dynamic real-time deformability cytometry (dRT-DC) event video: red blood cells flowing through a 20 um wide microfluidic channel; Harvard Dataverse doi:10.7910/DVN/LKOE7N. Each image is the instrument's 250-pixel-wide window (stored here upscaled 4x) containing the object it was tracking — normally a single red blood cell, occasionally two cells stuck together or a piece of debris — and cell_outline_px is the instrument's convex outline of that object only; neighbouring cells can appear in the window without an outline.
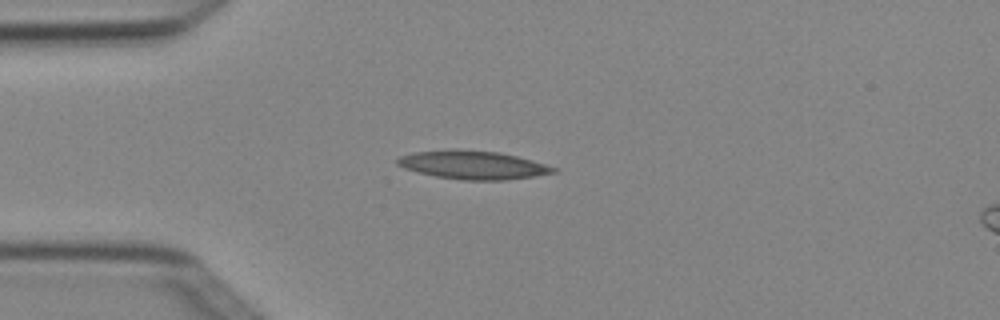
{"species": "Egyptian fruit bat (a non-hibernating species)", "species_latin": "Rousettus aegyptiacus", "temperature_condition": "cold", "stored_images_in_passage": 2, "camera_frame_rate_fps": 3000, "um_per_image_px": 0.085, "animal": {"sex": "female"}, "frame": {"image": 1, "passage_image": 2, "time_ms": 0.333, "image_size_px": [1000, 320], "cell_outline_px": [[560, 168], [556, 172], [532, 176], [504, 180], [464, 180], [436, 176], [404, 168], [396, 164], [396, 160], [400, 156], [412, 152], [452, 148], [456, 148], [500, 152], [532, 160]], "centroid_in_image_um": [40.19, 14.0], "position_along_channel_um": 44.8, "area_um2": 26.01}}